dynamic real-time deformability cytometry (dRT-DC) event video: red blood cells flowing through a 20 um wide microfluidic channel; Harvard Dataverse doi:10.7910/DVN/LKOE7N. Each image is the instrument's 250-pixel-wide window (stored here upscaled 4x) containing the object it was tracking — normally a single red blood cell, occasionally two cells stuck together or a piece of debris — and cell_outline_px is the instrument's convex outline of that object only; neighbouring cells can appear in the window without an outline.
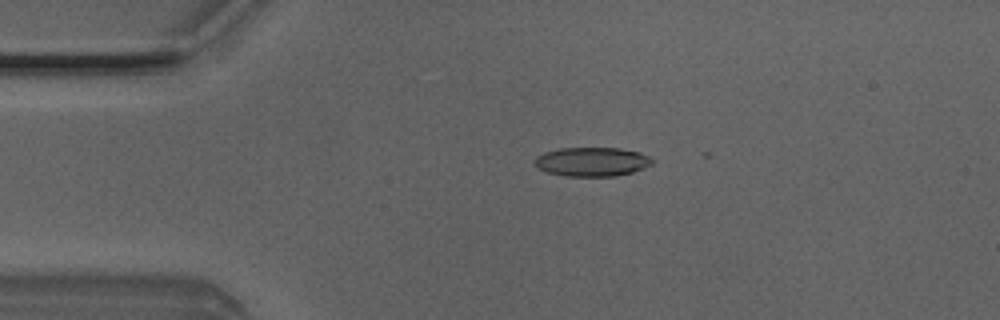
{"species": "Egyptian fruit bat (a non-hibernating species)", "species_latin": "Rousettus aegyptiacus", "temperature_condition": "room temperature", "stored_images_in_passage": 4, "camera_frame_rate_fps": 3000, "um_per_image_px": 0.085, "animal": {"sex": "male"}, "frame": {"image": 1, "passage_image": 3, "time_ms": 0.667, "image_size_px": [1000, 320], "cell_outline_px": [[656, 160], [652, 164], [644, 168], [632, 172], [616, 176], [564, 176], [548, 172], [540, 168], [536, 164], [536, 156], [544, 152], [560, 148], [620, 148], [640, 152]], "centroid_in_image_um": [50.37, 13.74], "position_along_channel_um": 34.6, "area_um2": 19.88}}